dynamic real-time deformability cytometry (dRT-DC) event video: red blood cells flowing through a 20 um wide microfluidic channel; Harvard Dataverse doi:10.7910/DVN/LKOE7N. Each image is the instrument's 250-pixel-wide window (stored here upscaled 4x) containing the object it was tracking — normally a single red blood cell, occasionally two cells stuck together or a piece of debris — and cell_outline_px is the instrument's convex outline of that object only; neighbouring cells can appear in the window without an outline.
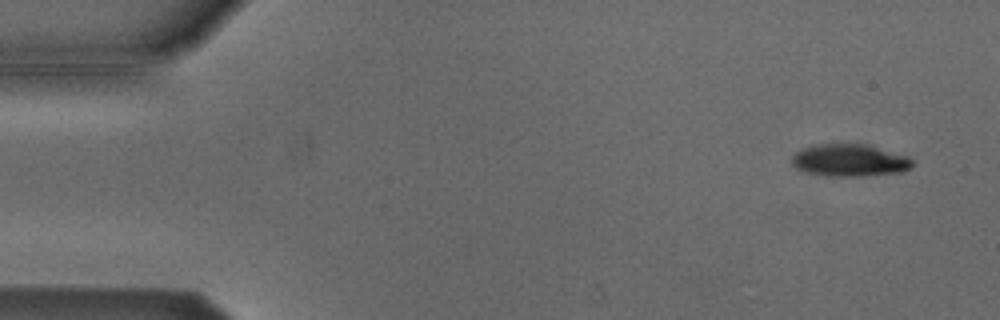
{"species": "Egyptian fruit bat (a non-hibernating species)", "species_latin": "Rousettus aegyptiacus", "temperature_condition": "cold", "stored_images_in_passage": 2, "camera_frame_rate_fps": 3000, "um_per_image_px": 0.085, "animal": {"sex": "male"}, "frame": {"image": 1, "passage_image": 2, "time_ms": 0.333, "image_size_px": [1000, 320], "cell_outline_px": [[912, 164], [908, 168], [900, 172], [864, 176], [828, 176], [808, 172], [796, 168], [792, 164], [792, 156], [800, 148], [812, 144], [856, 140], [908, 156], [912, 160]], "centroid_in_image_um": [72.18, 13.56], "position_along_channel_um": 12.8, "area_um2": 23.58}}